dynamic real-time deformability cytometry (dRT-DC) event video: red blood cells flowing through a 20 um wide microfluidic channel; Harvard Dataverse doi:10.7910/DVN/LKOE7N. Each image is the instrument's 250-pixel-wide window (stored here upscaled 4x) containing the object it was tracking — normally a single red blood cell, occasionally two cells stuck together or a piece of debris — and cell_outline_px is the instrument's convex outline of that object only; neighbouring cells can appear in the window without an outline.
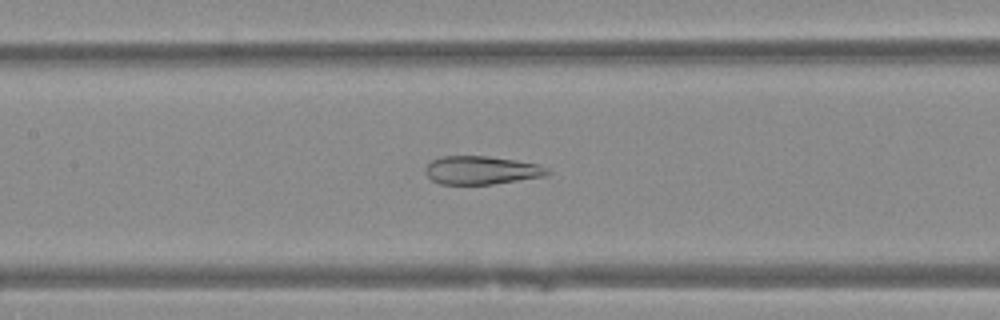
{"species": "Egyptian fruit bat (a non-hibernating species)", "species_latin": "Rousettus aegyptiacus", "temperature_condition": "warm", "stored_images_in_passage": 38, "camera_frame_rate_fps": 3000, "um_per_image_px": 0.085, "animal": {"sex": "female"}, "frame": {"image": 1, "passage_image": 13, "time_ms": 4.0, "image_size_px": [1000, 320], "cell_outline_px": [[552, 172], [544, 176], [492, 184], [440, 184], [432, 180], [424, 172], [424, 168], [432, 160], [444, 156], [488, 156], [516, 160], [536, 164], [548, 168]], "centroid_in_image_um": [40.91, 14.47], "position_along_channel_um": 166.5, "area_um2": 20.06}}
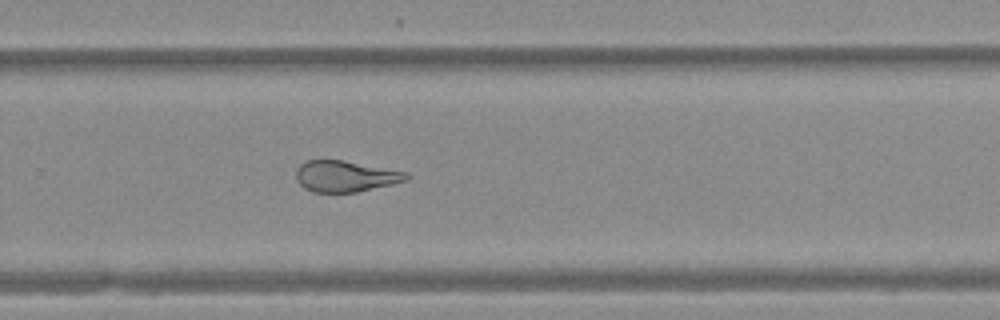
{"frame": {"image": 2, "passage_image": 23, "time_ms": 7.333, "image_size_px": [1000, 320], "cell_outline_px": [[408, 180], [392, 184], [356, 192], [312, 192], [304, 188], [296, 180], [296, 172], [300, 164], [308, 160], [340, 160], [408, 172]], "centroid_in_image_um": [29.34, 14.99], "position_along_channel_um": 300.5, "area_um2": 19.83}}
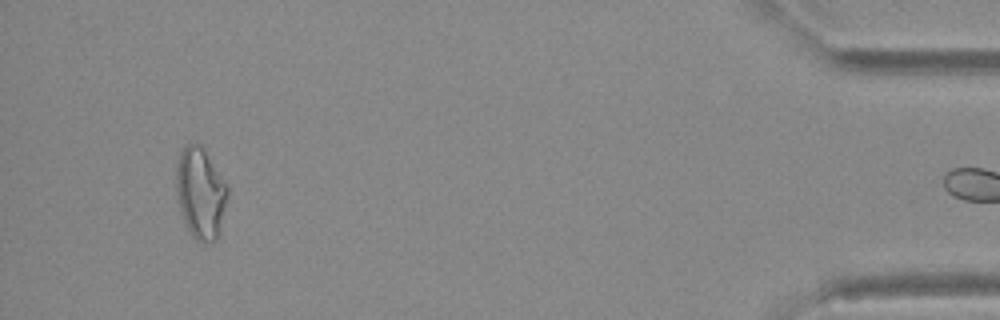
{"frame": {"image": 3, "passage_image": 37, "time_ms": 12.0, "image_size_px": [1000, 320], "cell_outline_px": [[228, 192], [220, 232], [216, 240], [204, 244], [196, 240], [192, 236], [184, 224], [176, 196], [176, 164], [180, 152], [188, 144], [200, 144], [204, 148], [228, 188]], "centroid_in_image_um": [17.02, 16.45], "position_along_channel_um": 418.2, "area_um2": 27.4}}